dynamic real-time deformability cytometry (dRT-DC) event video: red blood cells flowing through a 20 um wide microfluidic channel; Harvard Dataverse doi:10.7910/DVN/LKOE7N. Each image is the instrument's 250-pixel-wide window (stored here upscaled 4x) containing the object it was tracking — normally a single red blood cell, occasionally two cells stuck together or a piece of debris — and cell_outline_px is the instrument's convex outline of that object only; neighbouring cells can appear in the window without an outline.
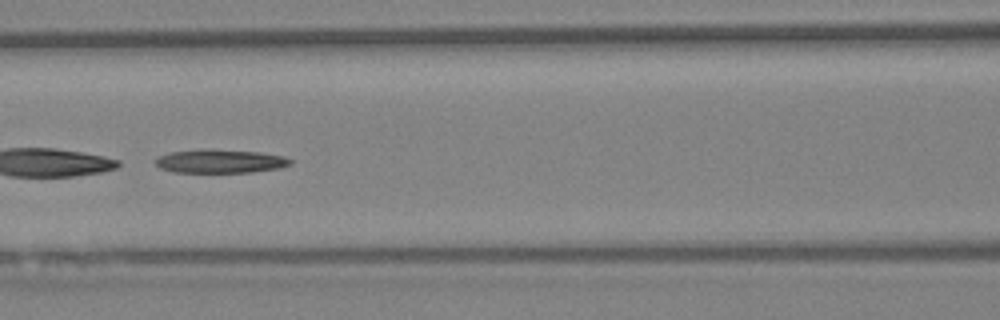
{"species": "Egyptian fruit bat (a non-hibernating species)", "species_latin": "Rousettus aegyptiacus", "temperature_condition": "warm", "stored_images_in_passage": 44, "camera_frame_rate_fps": 3000, "um_per_image_px": 0.085, "animal": {"sex": "female"}, "frame": {"image": 1, "passage_image": 19, "time_ms": 6.0, "image_size_px": [1000, 320], "cell_outline_px": [[292, 164], [280, 168], [252, 172], [172, 172], [160, 168], [156, 164], [156, 160], [160, 156], [172, 152], [256, 152], [284, 156], [292, 160]], "centroid_in_image_um": [18.79, 13.76], "position_along_channel_um": 147.8, "area_um2": 17.28}}